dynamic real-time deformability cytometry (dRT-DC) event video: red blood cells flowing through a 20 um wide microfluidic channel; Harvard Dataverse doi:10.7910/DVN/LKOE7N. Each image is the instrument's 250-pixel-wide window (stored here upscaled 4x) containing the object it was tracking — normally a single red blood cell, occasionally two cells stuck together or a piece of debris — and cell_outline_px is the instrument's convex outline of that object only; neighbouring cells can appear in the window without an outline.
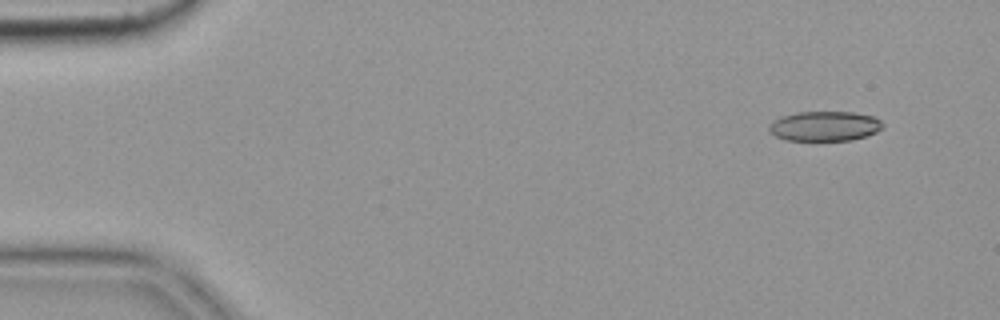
{"species": "common noctule bat (a hibernating species)", "species_latin": "Nyctalus noctula", "temperature_condition": "cold", "stored_images_in_passage": 5, "camera_frame_rate_fps": 3000, "um_per_image_px": 0.085, "animal": {"sex": "female", "body_mass_g": 19.9}, "frame": {"image": 1, "passage_image": 1, "time_ms": 0.0, "image_size_px": [1000, 320], "cell_outline_px": [[884, 128], [868, 136], [852, 140], [784, 140], [768, 132], [768, 128], [780, 116], [796, 112], [852, 112], [872, 116], [880, 120], [884, 124]], "centroid_in_image_um": [70.12, 10.72], "position_along_channel_um": 14.9, "area_um2": 19.83}}
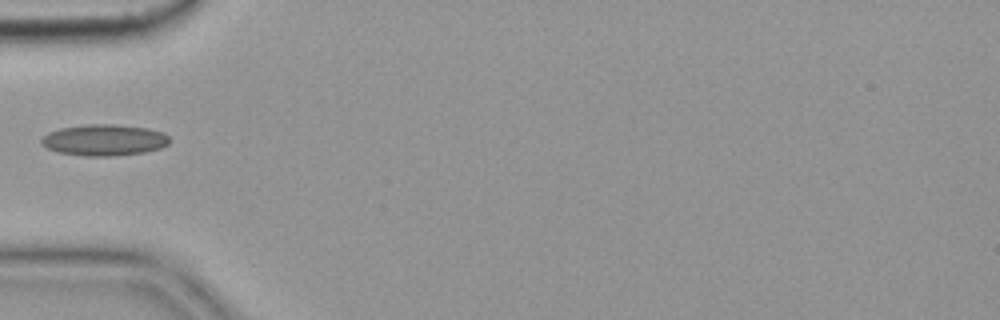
{"frame": {"image": 2, "passage_image": 5, "time_ms": 1.333, "image_size_px": [1000, 320], "cell_outline_px": [[168, 144], [160, 148], [144, 152], [112, 156], [84, 156], [56, 152], [40, 144], [40, 140], [48, 132], [60, 128], [88, 124], [116, 124], [148, 128], [164, 132], [168, 136]], "centroid_in_image_um": [8.83, 11.9], "position_along_channel_um": 76.2, "area_um2": 23.47}}